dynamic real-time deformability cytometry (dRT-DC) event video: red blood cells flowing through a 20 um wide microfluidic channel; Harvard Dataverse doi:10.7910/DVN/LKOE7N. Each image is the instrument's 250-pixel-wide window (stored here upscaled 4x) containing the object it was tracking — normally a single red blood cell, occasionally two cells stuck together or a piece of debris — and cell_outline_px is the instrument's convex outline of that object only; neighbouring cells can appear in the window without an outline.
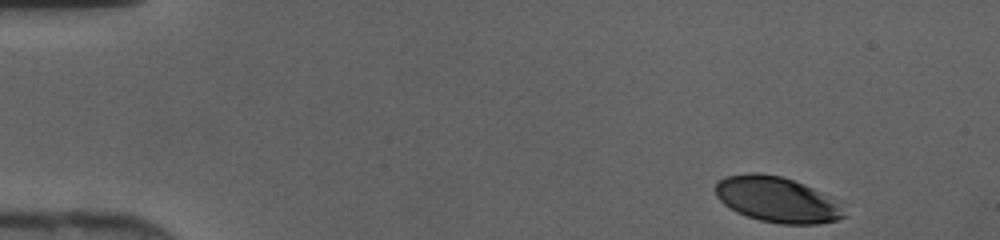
{"species": "human", "species_latin": "Homo sapiens", "temperature_condition": "cold", "stored_images_in_passage": 42, "camera_frame_rate_fps": 3000, "um_per_image_px": 0.085, "donor": {"sex": "female"}, "frame": {"image": 1, "passage_image": 1, "time_ms": 0.0, "image_size_px": [1000, 240], "cell_outline_px": [[848, 216], [836, 220], [816, 224], [780, 224], [760, 220], [736, 212], [724, 204], [716, 196], [716, 184], [720, 180], [728, 176], [752, 172], [756, 172], [780, 176], [804, 184], [828, 196]], "centroid_in_image_um": [66.01, 16.97], "position_along_channel_um": 19.0, "area_um2": 33.58}}
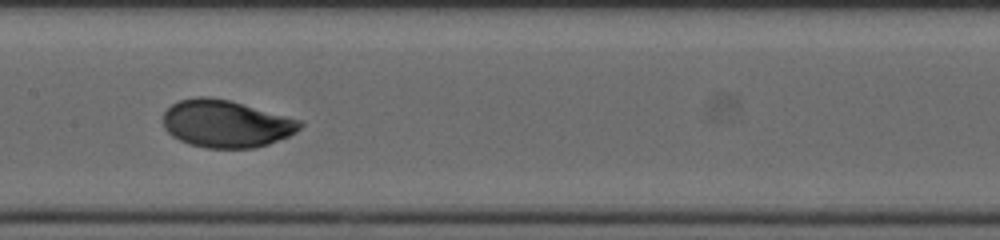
{"frame": {"image": 2, "passage_image": 20, "time_ms": 6.333, "image_size_px": [1000, 240], "cell_outline_px": [[304, 124], [296, 132], [288, 136], [268, 144], [256, 148], [208, 148], [188, 144], [172, 136], [164, 128], [164, 112], [172, 104], [180, 100], [196, 96], [208, 96], [228, 100], [300, 120]], "centroid_in_image_um": [19.19, 10.52], "position_along_channel_um": 188.2, "area_um2": 37.57}}
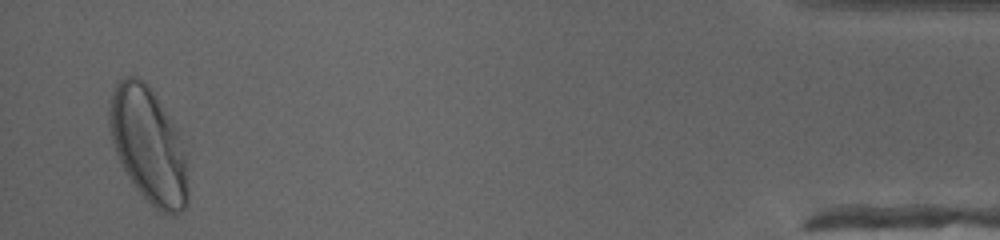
{"frame": {"image": 3, "passage_image": 41, "time_ms": 13.333, "image_size_px": [1000, 240], "cell_outline_px": [[188, 204], [180, 212], [172, 216], [168, 216], [160, 212], [132, 184], [116, 152], [112, 140], [108, 124], [108, 108], [112, 92], [116, 84], [124, 76], [136, 76], [148, 84], [176, 132], [188, 156]], "centroid_in_image_um": [12.63, 12.4], "position_along_channel_um": 422.6, "area_um2": 52.6}}